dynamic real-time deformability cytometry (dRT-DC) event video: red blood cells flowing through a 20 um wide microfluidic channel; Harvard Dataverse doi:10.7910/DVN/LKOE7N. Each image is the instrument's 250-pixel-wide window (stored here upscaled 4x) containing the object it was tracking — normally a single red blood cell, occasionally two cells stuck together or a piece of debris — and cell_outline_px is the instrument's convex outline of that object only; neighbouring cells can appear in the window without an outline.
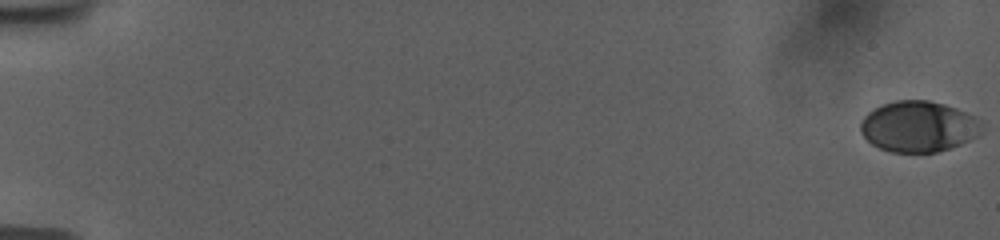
{"species": "human", "species_latin": "Homo sapiens", "temperature_condition": "room temperature", "stored_images_in_passage": 57, "camera_frame_rate_fps": 3000, "um_per_image_px": 0.085, "donor": {"sex": "female"}, "frame": {"image": 1, "passage_image": 1, "time_ms": 0.0, "image_size_px": [1000, 240], "cell_outline_px": [[984, 132], [960, 144], [936, 152], [892, 152], [880, 148], [872, 144], [860, 132], [860, 124], [864, 116], [868, 112], [884, 104], [896, 100], [928, 100], [944, 104], [956, 108], [976, 116], [984, 124]], "centroid_in_image_um": [78.11, 10.75], "position_along_channel_um": 6.9, "area_um2": 36.01}}
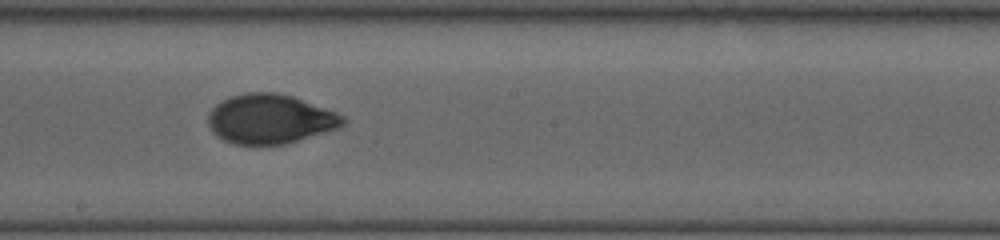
{"frame": {"image": 2, "passage_image": 34, "time_ms": 11.0, "image_size_px": [1000, 240], "cell_outline_px": [[344, 124], [340, 128], [284, 144], [256, 148], [232, 144], [216, 136], [212, 132], [208, 124], [208, 112], [216, 104], [232, 96], [244, 92], [276, 92], [292, 96], [336, 112], [344, 116]], "centroid_in_image_um": [22.92, 10.16], "position_along_channel_um": 225.3, "area_um2": 39.54}}
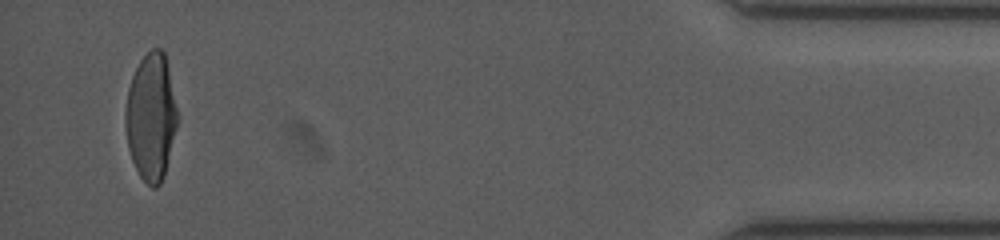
{"frame": {"image": 3, "passage_image": 55, "time_ms": 18.0, "image_size_px": [1000, 240], "cell_outline_px": [[180, 116], [164, 172], [160, 184], [156, 188], [152, 188], [140, 176], [132, 160], [128, 148], [124, 124], [124, 112], [128, 88], [132, 76], [140, 60], [152, 48], [160, 48], [164, 52]], "centroid_in_image_um": [12.83, 9.92], "position_along_channel_um": 422.4, "area_um2": 38.67}, "authors_computed_cell_mechanics": {"area_um2": 38.2636, "velocity_mm_per_s": 3.7675, "shape_relaxation_time_tau1_ms": 4.5609, "shape_relaxation_time_tau2_ms": 0.8124, "deformation_change_tau1": 0.186, "deformation_change_tau2": 0.0471}}